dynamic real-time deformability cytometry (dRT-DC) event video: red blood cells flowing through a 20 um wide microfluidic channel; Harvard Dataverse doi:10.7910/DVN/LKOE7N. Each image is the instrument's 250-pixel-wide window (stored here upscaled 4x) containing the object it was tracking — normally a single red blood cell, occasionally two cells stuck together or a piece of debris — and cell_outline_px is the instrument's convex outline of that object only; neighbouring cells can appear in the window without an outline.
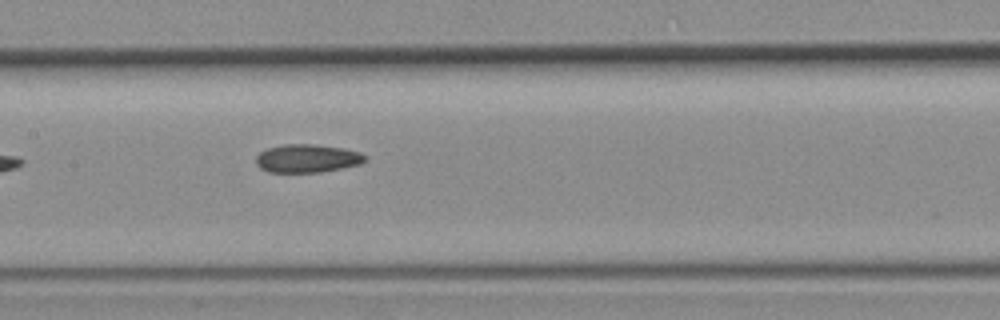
{"species": "common noctule bat (a hibernating species)", "species_latin": "Nyctalus noctula", "temperature_condition": "room temperature", "stored_images_in_passage": 5, "camera_frame_rate_fps": 3000, "um_per_image_px": 0.085, "animal": {"sex": "female", "body_mass_g": 19.3, "forearm_length_mm": 54.1}, "frame": {"image": 1, "passage_image": 5, "time_ms": 1.333, "image_size_px": [1000, 320], "cell_outline_px": [[364, 160], [360, 164], [320, 172], [268, 172], [260, 168], [256, 164], [256, 156], [260, 152], [268, 148], [284, 144], [316, 144], [344, 148], [360, 152], [364, 156]], "centroid_in_image_um": [26.07, 13.46], "position_along_channel_um": 181.3, "area_um2": 17.86}}